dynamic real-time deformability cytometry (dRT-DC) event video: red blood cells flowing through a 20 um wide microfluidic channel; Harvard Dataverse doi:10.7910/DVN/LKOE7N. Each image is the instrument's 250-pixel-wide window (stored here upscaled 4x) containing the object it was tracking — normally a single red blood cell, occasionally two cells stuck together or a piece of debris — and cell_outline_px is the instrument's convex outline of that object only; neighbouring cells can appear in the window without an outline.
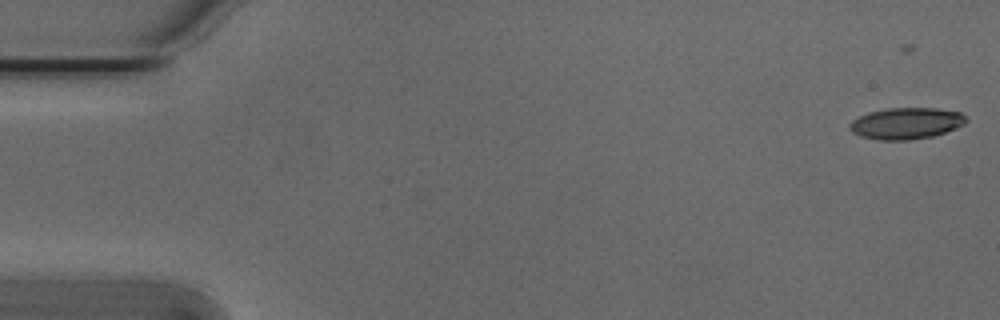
{"species": "Egyptian fruit bat (a non-hibernating species)", "species_latin": "Rousettus aegyptiacus", "temperature_condition": "cold", "stored_images_in_passage": 46, "camera_frame_rate_fps": 3000, "um_per_image_px": 0.085, "animal": {"sex": "male"}, "frame": {"image": 1, "passage_image": 4, "time_ms": 1.0, "image_size_px": [1000, 320], "cell_outline_px": [[968, 120], [964, 124], [956, 128], [932, 136], [908, 140], [880, 140], [860, 136], [852, 132], [848, 128], [848, 124], [852, 120], [868, 112], [888, 108], [936, 108], [960, 112]], "centroid_in_image_um": [76.99, 10.48], "position_along_channel_um": 8.0, "area_um2": 21.33}}
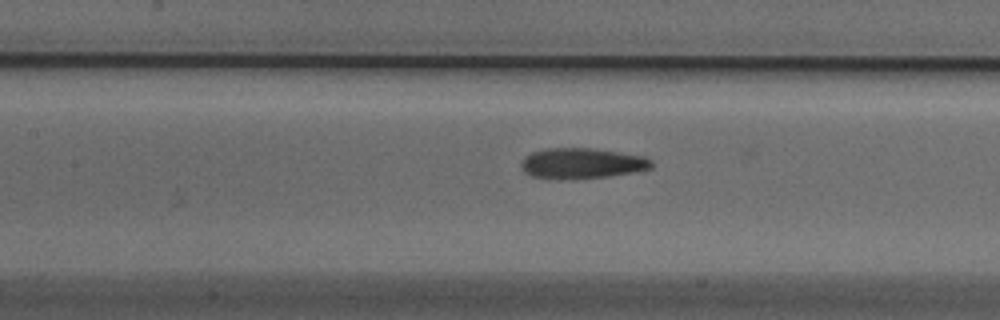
{"frame": {"image": 2, "passage_image": 27, "time_ms": 8.667, "image_size_px": [1000, 320], "cell_outline_px": [[652, 168], [632, 172], [608, 176], [572, 180], [560, 180], [532, 176], [524, 172], [520, 164], [524, 156], [532, 152], [548, 148], [592, 148], [644, 156], [652, 160]], "centroid_in_image_um": [49.42, 13.89], "position_along_channel_um": 158.0, "area_um2": 23.41}}
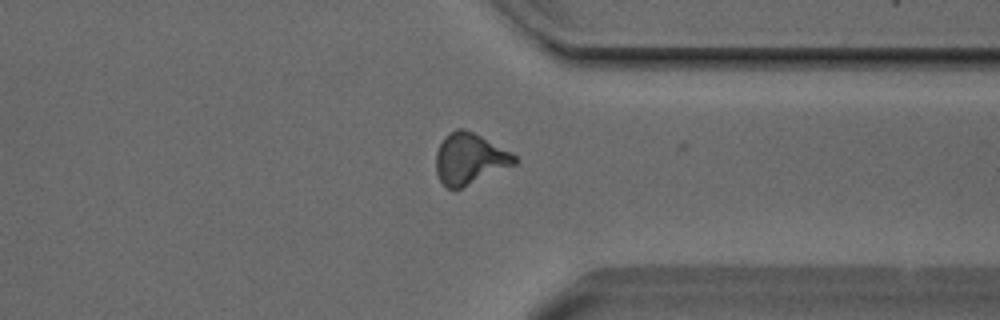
{"frame": {"image": 3, "passage_image": 44, "time_ms": 14.333, "image_size_px": [1000, 320], "cell_outline_px": [[520, 160], [516, 164], [460, 188], [448, 188], [440, 180], [436, 172], [436, 152], [444, 136], [448, 132], [456, 128], [464, 128], [512, 152]], "centroid_in_image_um": [39.92, 13.47], "position_along_channel_um": 371.5, "area_um2": 23.24}, "authors_computed_cell_mechanics": {"area_um2": 22.7443, "velocity_mm_per_s": 3.813, "shape_relaxation_time_tau1_ms": 8.5146, "shape_relaxation_time_tau2_ms": 2.9872, "deformation_change_tau1": 0.2683, "deformation_change_tau2": 0.1299}}